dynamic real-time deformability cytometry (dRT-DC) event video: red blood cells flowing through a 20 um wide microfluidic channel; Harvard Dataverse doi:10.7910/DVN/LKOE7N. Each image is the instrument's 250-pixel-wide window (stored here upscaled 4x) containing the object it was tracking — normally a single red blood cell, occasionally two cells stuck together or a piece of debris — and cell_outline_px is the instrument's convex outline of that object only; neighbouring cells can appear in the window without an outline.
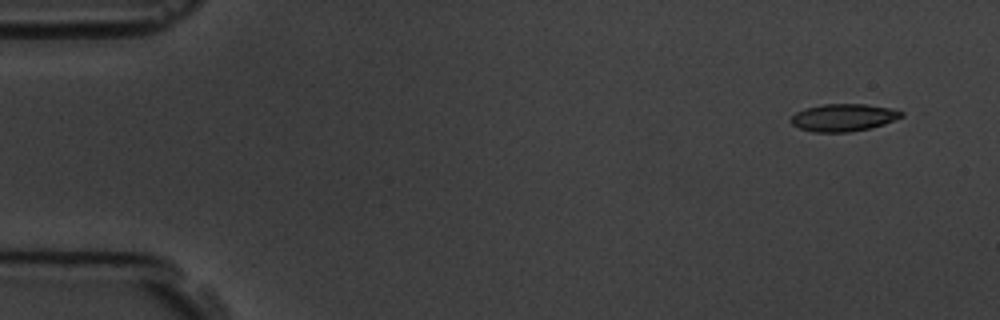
{"species": "common noctule bat (a hibernating species)", "species_latin": "Nyctalus noctula", "temperature_condition": "room temperature", "stored_images_in_passage": 4, "camera_frame_rate_fps": 3000, "um_per_image_px": 0.085, "animal": {"sex": "male", "body_mass_g": 19.5, "forearm_length_mm": 54.6}, "frame": {"image": 1, "passage_image": 1, "time_ms": 0.0, "image_size_px": [1000, 320], "cell_outline_px": [[904, 116], [884, 124], [868, 128], [848, 132], [812, 132], [800, 128], [792, 124], [792, 116], [796, 112], [804, 108], [824, 104], [864, 104], [888, 108], [904, 112]], "centroid_in_image_um": [71.68, 9.99], "position_along_channel_um": 13.3, "area_um2": 17.46}}